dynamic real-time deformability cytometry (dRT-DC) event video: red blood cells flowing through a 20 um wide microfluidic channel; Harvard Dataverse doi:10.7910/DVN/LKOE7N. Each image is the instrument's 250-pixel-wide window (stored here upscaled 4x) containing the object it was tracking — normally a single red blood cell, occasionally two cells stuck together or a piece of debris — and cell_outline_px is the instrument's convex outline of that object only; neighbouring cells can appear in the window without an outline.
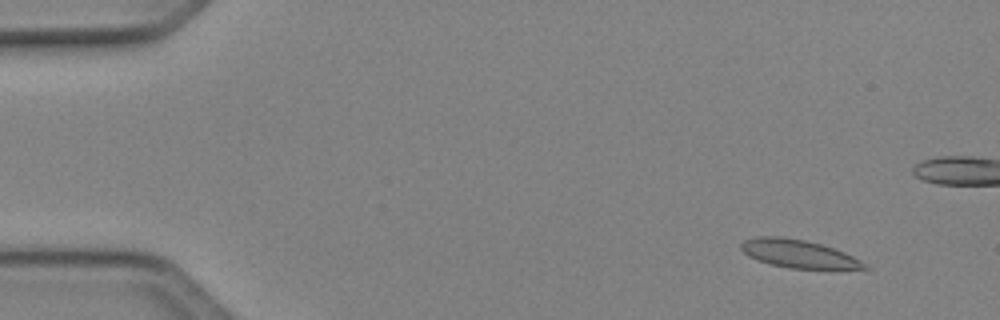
{"species": "Egyptian fruit bat (a non-hibernating species)", "species_latin": "Rousettus aegyptiacus", "temperature_condition": "cold", "stored_images_in_passage": 47, "camera_frame_rate_fps": 3000, "um_per_image_px": 0.085, "animal": {"sex": "female"}, "frame": {"image": 1, "passage_image": 1, "time_ms": 0.0, "image_size_px": [1000, 320], "cell_outline_px": [[872, 268], [788, 268], [756, 260], [748, 256], [740, 248], [740, 244], [744, 240], [756, 236], [780, 236], [804, 240], [820, 244], [844, 252], [868, 264]], "centroid_in_image_um": [67.82, 21.56], "position_along_channel_um": 17.2, "area_um2": 19.94}}
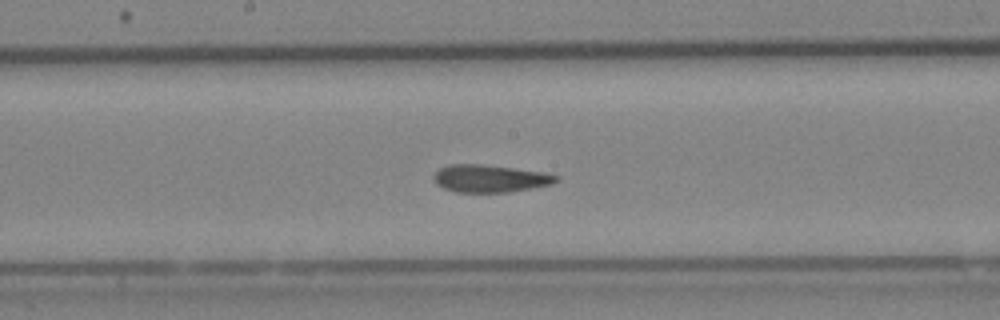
{"frame": {"image": 2, "passage_image": 23, "time_ms": 7.333, "image_size_px": [1000, 320], "cell_outline_px": [[560, 180], [552, 184], [508, 192], [456, 192], [444, 188], [436, 184], [432, 176], [440, 168], [448, 164], [480, 164], [512, 168], [540, 172], [560, 176]], "centroid_in_image_um": [41.62, 15.17], "position_along_channel_um": 206.6, "area_um2": 19.48}}
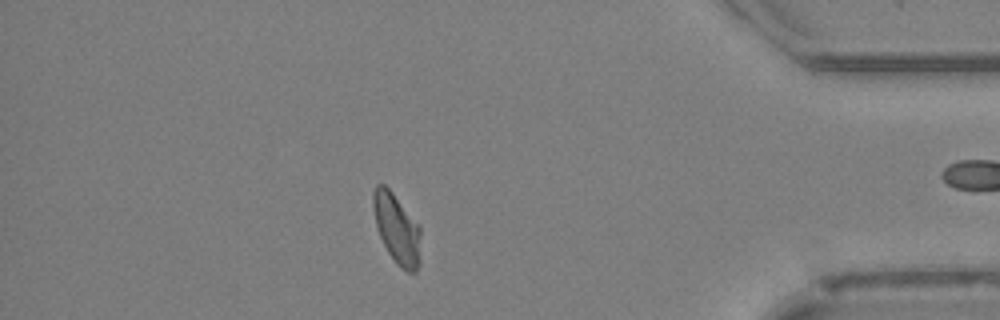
{"frame": {"image": 3, "passage_image": 40, "time_ms": 13.0, "image_size_px": [1000, 320], "cell_outline_px": [[420, 264], [416, 272], [408, 272], [400, 268], [396, 264], [388, 252], [380, 236], [376, 224], [372, 204], [372, 192], [376, 184], [384, 184], [392, 192], [420, 224]], "centroid_in_image_um": [33.74, 19.44], "position_along_channel_um": 401.5, "area_um2": 19.59}, "authors_computed_cell_mechanics": {"area_um2": 19.9988, "velocity_mm_per_s": 4.0966, "shape_relaxation_time_tau1_ms": null, "shape_relaxation_time_tau2_ms": 1.5268, "deformation_change_tau1": null, "deformation_change_tau2": 0.0758}}